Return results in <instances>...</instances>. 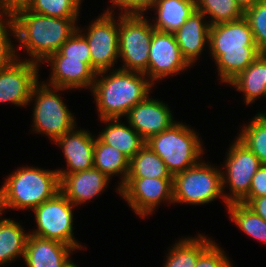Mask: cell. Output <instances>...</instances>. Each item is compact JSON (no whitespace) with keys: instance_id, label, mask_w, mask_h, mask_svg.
Segmentation results:
<instances>
[{"instance_id":"7402d4cb","label":"cell","mask_w":266,"mask_h":267,"mask_svg":"<svg viewBox=\"0 0 266 267\" xmlns=\"http://www.w3.org/2000/svg\"><path fill=\"white\" fill-rule=\"evenodd\" d=\"M152 9L157 12L155 30L174 33L195 10V0H155Z\"/></svg>"},{"instance_id":"d4e9b609","label":"cell","mask_w":266,"mask_h":267,"mask_svg":"<svg viewBox=\"0 0 266 267\" xmlns=\"http://www.w3.org/2000/svg\"><path fill=\"white\" fill-rule=\"evenodd\" d=\"M28 235L18 222L7 218L0 219V265L19 256L24 257Z\"/></svg>"},{"instance_id":"60d3db41","label":"cell","mask_w":266,"mask_h":267,"mask_svg":"<svg viewBox=\"0 0 266 267\" xmlns=\"http://www.w3.org/2000/svg\"><path fill=\"white\" fill-rule=\"evenodd\" d=\"M63 267H77L70 259L65 263Z\"/></svg>"},{"instance_id":"9c48e42d","label":"cell","mask_w":266,"mask_h":267,"mask_svg":"<svg viewBox=\"0 0 266 267\" xmlns=\"http://www.w3.org/2000/svg\"><path fill=\"white\" fill-rule=\"evenodd\" d=\"M73 206L75 207L68 198L58 192L53 198L33 209L37 229L28 234L60 241L74 249H81L82 245L73 236Z\"/></svg>"},{"instance_id":"30bf717a","label":"cell","mask_w":266,"mask_h":267,"mask_svg":"<svg viewBox=\"0 0 266 267\" xmlns=\"http://www.w3.org/2000/svg\"><path fill=\"white\" fill-rule=\"evenodd\" d=\"M230 146L223 169L226 173L221 172L223 192L226 185L230 186L231 194H224L229 204L241 202L249 194L252 178L262 165L258 157L238 138Z\"/></svg>"},{"instance_id":"484cf974","label":"cell","mask_w":266,"mask_h":267,"mask_svg":"<svg viewBox=\"0 0 266 267\" xmlns=\"http://www.w3.org/2000/svg\"><path fill=\"white\" fill-rule=\"evenodd\" d=\"M204 235L179 240L168 251L164 267H195L199 255L212 243Z\"/></svg>"},{"instance_id":"ba28073f","label":"cell","mask_w":266,"mask_h":267,"mask_svg":"<svg viewBox=\"0 0 266 267\" xmlns=\"http://www.w3.org/2000/svg\"><path fill=\"white\" fill-rule=\"evenodd\" d=\"M119 57L125 71L144 73L148 69L149 50L155 28L144 15H119Z\"/></svg>"},{"instance_id":"44dd1931","label":"cell","mask_w":266,"mask_h":267,"mask_svg":"<svg viewBox=\"0 0 266 267\" xmlns=\"http://www.w3.org/2000/svg\"><path fill=\"white\" fill-rule=\"evenodd\" d=\"M121 118L100 119L108 123L105 129L97 137L101 142L113 146L121 151L129 160L134 157L145 145L146 141L136 130L120 122Z\"/></svg>"},{"instance_id":"4fadbf2b","label":"cell","mask_w":266,"mask_h":267,"mask_svg":"<svg viewBox=\"0 0 266 267\" xmlns=\"http://www.w3.org/2000/svg\"><path fill=\"white\" fill-rule=\"evenodd\" d=\"M190 67L181 54L174 34L155 30L150 44L148 69L144 72L147 79L154 83Z\"/></svg>"},{"instance_id":"ab89813d","label":"cell","mask_w":266,"mask_h":267,"mask_svg":"<svg viewBox=\"0 0 266 267\" xmlns=\"http://www.w3.org/2000/svg\"><path fill=\"white\" fill-rule=\"evenodd\" d=\"M259 1L261 0H236L237 4L242 8L243 11L254 6Z\"/></svg>"},{"instance_id":"4dcf8cb0","label":"cell","mask_w":266,"mask_h":267,"mask_svg":"<svg viewBox=\"0 0 266 267\" xmlns=\"http://www.w3.org/2000/svg\"><path fill=\"white\" fill-rule=\"evenodd\" d=\"M82 0H31L26 8L36 14L57 18H78Z\"/></svg>"},{"instance_id":"4316f807","label":"cell","mask_w":266,"mask_h":267,"mask_svg":"<svg viewBox=\"0 0 266 267\" xmlns=\"http://www.w3.org/2000/svg\"><path fill=\"white\" fill-rule=\"evenodd\" d=\"M127 178H173L166 164L148 145L130 159Z\"/></svg>"},{"instance_id":"603a6c76","label":"cell","mask_w":266,"mask_h":267,"mask_svg":"<svg viewBox=\"0 0 266 267\" xmlns=\"http://www.w3.org/2000/svg\"><path fill=\"white\" fill-rule=\"evenodd\" d=\"M228 84L244 93L247 105L261 96L266 97V53L257 57Z\"/></svg>"},{"instance_id":"836d02e7","label":"cell","mask_w":266,"mask_h":267,"mask_svg":"<svg viewBox=\"0 0 266 267\" xmlns=\"http://www.w3.org/2000/svg\"><path fill=\"white\" fill-rule=\"evenodd\" d=\"M80 27L59 48L58 53L67 59H83V63H91V53L86 38Z\"/></svg>"},{"instance_id":"e0dca14e","label":"cell","mask_w":266,"mask_h":267,"mask_svg":"<svg viewBox=\"0 0 266 267\" xmlns=\"http://www.w3.org/2000/svg\"><path fill=\"white\" fill-rule=\"evenodd\" d=\"M73 130L57 139L63 150L68 169H58L59 175H67L93 168L95 139L89 131Z\"/></svg>"},{"instance_id":"9a60e30c","label":"cell","mask_w":266,"mask_h":267,"mask_svg":"<svg viewBox=\"0 0 266 267\" xmlns=\"http://www.w3.org/2000/svg\"><path fill=\"white\" fill-rule=\"evenodd\" d=\"M167 104L158 99L149 98V95L126 115L127 121L136 132L147 141L151 136L161 133L171 127L173 121Z\"/></svg>"},{"instance_id":"d6986e66","label":"cell","mask_w":266,"mask_h":267,"mask_svg":"<svg viewBox=\"0 0 266 267\" xmlns=\"http://www.w3.org/2000/svg\"><path fill=\"white\" fill-rule=\"evenodd\" d=\"M71 251L75 249L60 241L29 234L23 259L27 267H63Z\"/></svg>"},{"instance_id":"7c38bea8","label":"cell","mask_w":266,"mask_h":267,"mask_svg":"<svg viewBox=\"0 0 266 267\" xmlns=\"http://www.w3.org/2000/svg\"><path fill=\"white\" fill-rule=\"evenodd\" d=\"M119 194L142 218L149 216L162 201L173 203L172 178H127Z\"/></svg>"},{"instance_id":"ffe728a7","label":"cell","mask_w":266,"mask_h":267,"mask_svg":"<svg viewBox=\"0 0 266 267\" xmlns=\"http://www.w3.org/2000/svg\"><path fill=\"white\" fill-rule=\"evenodd\" d=\"M205 15L194 10L185 23L173 34L183 58L191 66L201 55L205 44H209L210 24L204 22Z\"/></svg>"},{"instance_id":"8d00e7d4","label":"cell","mask_w":266,"mask_h":267,"mask_svg":"<svg viewBox=\"0 0 266 267\" xmlns=\"http://www.w3.org/2000/svg\"><path fill=\"white\" fill-rule=\"evenodd\" d=\"M266 196V164H262L251 181L249 194L241 201L248 204L253 198Z\"/></svg>"},{"instance_id":"6da1fadb","label":"cell","mask_w":266,"mask_h":267,"mask_svg":"<svg viewBox=\"0 0 266 267\" xmlns=\"http://www.w3.org/2000/svg\"><path fill=\"white\" fill-rule=\"evenodd\" d=\"M208 45L220 80L227 84L262 54L244 16L210 25Z\"/></svg>"},{"instance_id":"5b68a950","label":"cell","mask_w":266,"mask_h":267,"mask_svg":"<svg viewBox=\"0 0 266 267\" xmlns=\"http://www.w3.org/2000/svg\"><path fill=\"white\" fill-rule=\"evenodd\" d=\"M145 144L161 157L172 176L198 164L204 152L196 132L182 122L151 136Z\"/></svg>"},{"instance_id":"d6a6232c","label":"cell","mask_w":266,"mask_h":267,"mask_svg":"<svg viewBox=\"0 0 266 267\" xmlns=\"http://www.w3.org/2000/svg\"><path fill=\"white\" fill-rule=\"evenodd\" d=\"M3 17L6 19L4 20ZM8 32H12L13 35H15L13 18L10 14L0 13V71L7 68L13 61L18 58V56L16 55L17 53L13 48L14 46L10 41V35Z\"/></svg>"},{"instance_id":"f35d334b","label":"cell","mask_w":266,"mask_h":267,"mask_svg":"<svg viewBox=\"0 0 266 267\" xmlns=\"http://www.w3.org/2000/svg\"><path fill=\"white\" fill-rule=\"evenodd\" d=\"M247 206L266 221V196L253 198Z\"/></svg>"},{"instance_id":"cb8c5ba5","label":"cell","mask_w":266,"mask_h":267,"mask_svg":"<svg viewBox=\"0 0 266 267\" xmlns=\"http://www.w3.org/2000/svg\"><path fill=\"white\" fill-rule=\"evenodd\" d=\"M129 162L130 160L121 151L101 142L98 138L95 139L93 167L106 174L110 179L111 176L122 174L121 183L117 187L118 192L127 179Z\"/></svg>"},{"instance_id":"7a4b0ae2","label":"cell","mask_w":266,"mask_h":267,"mask_svg":"<svg viewBox=\"0 0 266 267\" xmlns=\"http://www.w3.org/2000/svg\"><path fill=\"white\" fill-rule=\"evenodd\" d=\"M14 21L15 37L29 53L32 62L43 63L77 30L78 18H57L18 8L10 14Z\"/></svg>"},{"instance_id":"8fae6325","label":"cell","mask_w":266,"mask_h":267,"mask_svg":"<svg viewBox=\"0 0 266 267\" xmlns=\"http://www.w3.org/2000/svg\"><path fill=\"white\" fill-rule=\"evenodd\" d=\"M107 9L89 25L87 33L82 34L89 44L91 66L96 73L112 70L119 58V21L116 23L114 14Z\"/></svg>"},{"instance_id":"f546056e","label":"cell","mask_w":266,"mask_h":267,"mask_svg":"<svg viewBox=\"0 0 266 267\" xmlns=\"http://www.w3.org/2000/svg\"><path fill=\"white\" fill-rule=\"evenodd\" d=\"M238 139L266 164V114H256L250 124L241 129Z\"/></svg>"},{"instance_id":"3957f363","label":"cell","mask_w":266,"mask_h":267,"mask_svg":"<svg viewBox=\"0 0 266 267\" xmlns=\"http://www.w3.org/2000/svg\"><path fill=\"white\" fill-rule=\"evenodd\" d=\"M106 72L96 74L91 89L101 119L126 116L150 94L154 85L142 72L121 69H113L109 75Z\"/></svg>"},{"instance_id":"e575fe53","label":"cell","mask_w":266,"mask_h":267,"mask_svg":"<svg viewBox=\"0 0 266 267\" xmlns=\"http://www.w3.org/2000/svg\"><path fill=\"white\" fill-rule=\"evenodd\" d=\"M195 267H232L218 244L212 242L198 257Z\"/></svg>"},{"instance_id":"1f68e13d","label":"cell","mask_w":266,"mask_h":267,"mask_svg":"<svg viewBox=\"0 0 266 267\" xmlns=\"http://www.w3.org/2000/svg\"><path fill=\"white\" fill-rule=\"evenodd\" d=\"M253 32L254 41L261 53H266V0L257 2L244 11Z\"/></svg>"},{"instance_id":"5bb4252c","label":"cell","mask_w":266,"mask_h":267,"mask_svg":"<svg viewBox=\"0 0 266 267\" xmlns=\"http://www.w3.org/2000/svg\"><path fill=\"white\" fill-rule=\"evenodd\" d=\"M19 59L0 71V103L29 105L32 89L39 78V64L30 59Z\"/></svg>"},{"instance_id":"83f0119b","label":"cell","mask_w":266,"mask_h":267,"mask_svg":"<svg viewBox=\"0 0 266 267\" xmlns=\"http://www.w3.org/2000/svg\"><path fill=\"white\" fill-rule=\"evenodd\" d=\"M231 220L248 236L266 243V221L246 204L230 203L227 206Z\"/></svg>"},{"instance_id":"8992f818","label":"cell","mask_w":266,"mask_h":267,"mask_svg":"<svg viewBox=\"0 0 266 267\" xmlns=\"http://www.w3.org/2000/svg\"><path fill=\"white\" fill-rule=\"evenodd\" d=\"M59 90L63 91L66 88H52L48 83L39 84L38 81L32 89L29 100L32 101L34 100L32 98L36 97L32 114L33 131L42 132L54 142L65 133L73 130L76 123V118L69 111L59 94L57 95Z\"/></svg>"},{"instance_id":"74e56055","label":"cell","mask_w":266,"mask_h":267,"mask_svg":"<svg viewBox=\"0 0 266 267\" xmlns=\"http://www.w3.org/2000/svg\"><path fill=\"white\" fill-rule=\"evenodd\" d=\"M31 0H0V13L11 14L13 11L26 5Z\"/></svg>"},{"instance_id":"2e32d148","label":"cell","mask_w":266,"mask_h":267,"mask_svg":"<svg viewBox=\"0 0 266 267\" xmlns=\"http://www.w3.org/2000/svg\"><path fill=\"white\" fill-rule=\"evenodd\" d=\"M44 62L52 67L48 85L66 89H92L97 73L91 63H83V59H67L58 52L51 54Z\"/></svg>"},{"instance_id":"ac0fdd59","label":"cell","mask_w":266,"mask_h":267,"mask_svg":"<svg viewBox=\"0 0 266 267\" xmlns=\"http://www.w3.org/2000/svg\"><path fill=\"white\" fill-rule=\"evenodd\" d=\"M60 192L74 205L91 201L107 187L110 178L96 168L59 175Z\"/></svg>"},{"instance_id":"f1b7e54d","label":"cell","mask_w":266,"mask_h":267,"mask_svg":"<svg viewBox=\"0 0 266 267\" xmlns=\"http://www.w3.org/2000/svg\"><path fill=\"white\" fill-rule=\"evenodd\" d=\"M195 9L211 16L210 25L231 22L244 16L236 0H195Z\"/></svg>"},{"instance_id":"277c9868","label":"cell","mask_w":266,"mask_h":267,"mask_svg":"<svg viewBox=\"0 0 266 267\" xmlns=\"http://www.w3.org/2000/svg\"><path fill=\"white\" fill-rule=\"evenodd\" d=\"M60 192L57 170L22 167L9 175L0 188L1 212L6 209L33 210Z\"/></svg>"},{"instance_id":"d590c367","label":"cell","mask_w":266,"mask_h":267,"mask_svg":"<svg viewBox=\"0 0 266 267\" xmlns=\"http://www.w3.org/2000/svg\"><path fill=\"white\" fill-rule=\"evenodd\" d=\"M113 8L124 9L122 15H144V11L152 8L155 0H111Z\"/></svg>"},{"instance_id":"52a82bcc","label":"cell","mask_w":266,"mask_h":267,"mask_svg":"<svg viewBox=\"0 0 266 267\" xmlns=\"http://www.w3.org/2000/svg\"><path fill=\"white\" fill-rule=\"evenodd\" d=\"M222 170L206 162H199L186 171L173 175V202L191 205L210 203L223 195Z\"/></svg>"}]
</instances>
